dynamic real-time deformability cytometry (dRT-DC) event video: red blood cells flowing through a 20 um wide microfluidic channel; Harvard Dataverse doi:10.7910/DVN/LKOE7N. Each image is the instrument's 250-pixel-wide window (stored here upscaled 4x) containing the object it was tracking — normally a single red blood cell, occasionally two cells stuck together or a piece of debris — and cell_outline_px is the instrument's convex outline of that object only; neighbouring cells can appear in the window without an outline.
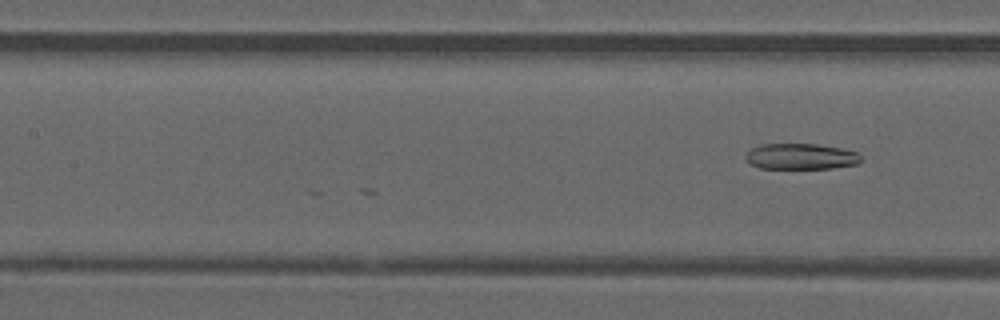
{"species": "common noctule bat (a hibernating species)", "species_latin": "Nyctalus noctula", "temperature_condition": "warm", "stored_images_in_passage": 11, "camera_frame_rate_fps": 3000, "um_per_image_px": 0.085, "animal": {"sex": "male", "forearm_length_mm": 52.5}, "frame": {"image": 1, "passage_image": 11, "time_ms": 3.333, "image_size_px": [1000, 320], "cell_outline_px": [[860, 160], [856, 164], [832, 168], [760, 168], [752, 164], [744, 156], [752, 148], [760, 144], [816, 144], [844, 148], [856, 152], [860, 156]], "centroid_in_image_um": [68.08, 13.29], "position_along_channel_um": 139.3, "area_um2": 17.22}}